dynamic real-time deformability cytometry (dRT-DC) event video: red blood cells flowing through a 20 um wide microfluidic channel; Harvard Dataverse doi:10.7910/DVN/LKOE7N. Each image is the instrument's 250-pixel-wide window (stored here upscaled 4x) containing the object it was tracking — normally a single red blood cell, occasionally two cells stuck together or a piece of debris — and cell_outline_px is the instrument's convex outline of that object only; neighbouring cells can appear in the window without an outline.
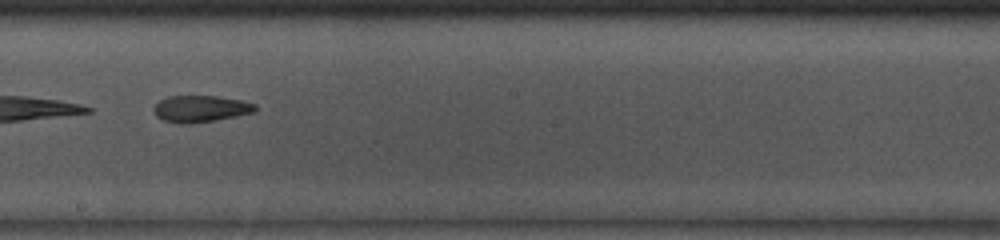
{"species": "common noctule bat (a hibernating species)", "species_latin": "Nyctalus noctula", "temperature_condition": "room temperature", "stored_images_in_passage": 23, "camera_frame_rate_fps": 3000, "um_per_image_px": 0.085, "animal": {"sex": "male", "body_mass_g": 13.0, "forearm_length_mm": 53.1}, "frame": {"image": 1, "passage_image": 14, "time_ms": 4.333, "image_size_px": [1000, 240], "cell_outline_px": [[256, 112], [236, 116], [212, 120], [180, 124], [164, 120], [156, 116], [152, 108], [160, 100], [168, 96], [216, 96], [240, 100], [256, 104]], "centroid_in_image_um": [17.04, 9.23], "position_along_channel_um": 231.2, "area_um2": 15.55}}
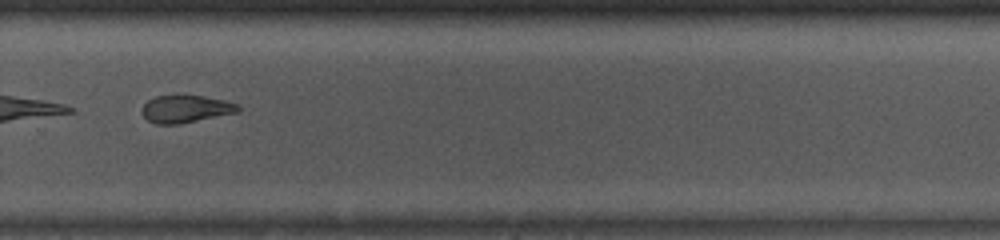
{"frame": {"image": 2, "passage_image": 20, "time_ms": 6.333, "image_size_px": [1000, 240], "cell_outline_px": [[240, 112], [180, 124], [156, 124], [148, 120], [144, 116], [140, 108], [148, 100], [156, 96], [180, 92], [204, 96], [224, 100], [236, 104], [240, 108]], "centroid_in_image_um": [15.76, 9.22], "position_along_channel_um": 314.0, "area_um2": 16.01}}